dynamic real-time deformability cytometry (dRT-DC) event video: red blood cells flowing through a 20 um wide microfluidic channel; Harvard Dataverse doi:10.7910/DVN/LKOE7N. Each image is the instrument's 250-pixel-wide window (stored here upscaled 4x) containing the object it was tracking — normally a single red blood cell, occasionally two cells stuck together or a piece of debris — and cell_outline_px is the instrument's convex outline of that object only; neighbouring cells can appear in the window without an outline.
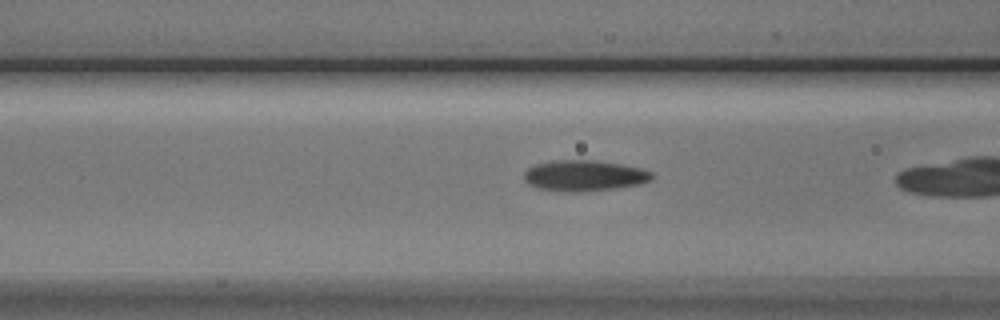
{"species": "Egyptian fruit bat (a non-hibernating species)", "species_latin": "Rousettus aegyptiacus", "temperature_condition": "cold", "stored_images_in_passage": 12, "camera_frame_rate_fps": 3000, "um_per_image_px": 0.085, "animal": {"sex": "male"}, "frame": {"image": 1, "passage_image": 6, "time_ms": 1.667, "image_size_px": [1000, 320], "cell_outline_px": [[652, 180], [640, 184], [584, 192], [568, 192], [536, 188], [528, 184], [524, 180], [524, 172], [528, 168], [536, 164], [556, 160], [596, 160], [620, 164], [640, 168], [652, 172]], "centroid_in_image_um": [49.63, 14.93], "position_along_channel_um": 117.0, "area_um2": 23.0}}
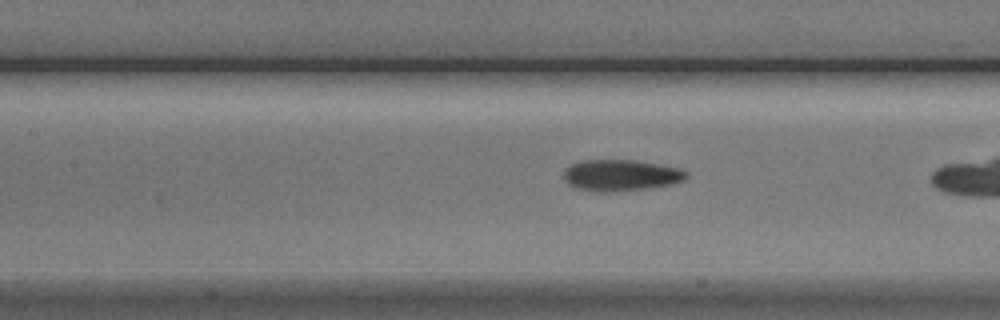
{"frame": {"image": 2, "passage_image": 9, "time_ms": 2.667, "image_size_px": [1000, 320], "cell_outline_px": [[688, 176], [684, 180], [672, 184], [652, 188], [612, 192], [600, 192], [572, 188], [564, 180], [564, 168], [572, 164], [584, 160], [636, 160], [680, 168], [688, 172]], "centroid_in_image_um": [52.77, 14.91], "position_along_channel_um": 154.6, "area_um2": 22.72}}